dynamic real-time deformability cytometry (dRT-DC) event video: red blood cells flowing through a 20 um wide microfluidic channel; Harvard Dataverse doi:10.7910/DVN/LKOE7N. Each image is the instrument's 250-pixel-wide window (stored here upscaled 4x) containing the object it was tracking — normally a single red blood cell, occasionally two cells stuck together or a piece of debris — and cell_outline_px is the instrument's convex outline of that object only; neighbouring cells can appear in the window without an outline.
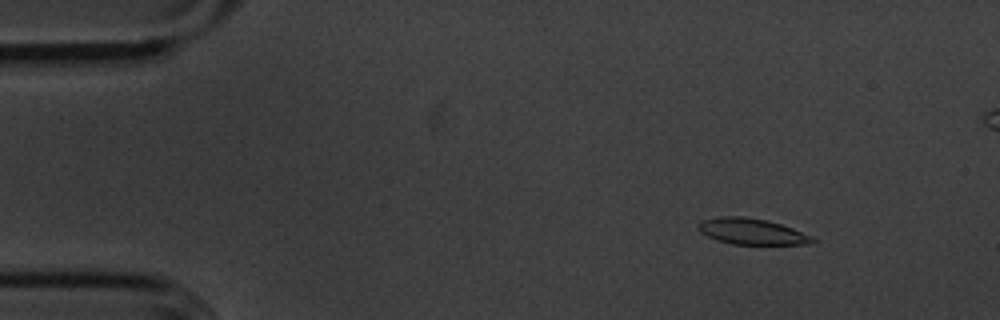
{"species": "common noctule bat (a hibernating species)", "species_latin": "Nyctalus noctula", "temperature_condition": "cold", "stored_images_in_passage": 56, "segment_of_instrument_passage": [1, 2], "camera_frame_rate_fps": 3000, "um_per_image_px": 0.085, "animal": {"sex": "male", "body_mass_g": 20.1, "forearm_length_mm": 53.5}, "frame": {"image": 1, "passage_image": 7, "time_ms": 2.0, "image_size_px": [1000, 320], "cell_outline_px": [[816, 240], [804, 244], [732, 244], [716, 240], [700, 232], [696, 228], [696, 224], [700, 220], [720, 216], [744, 216], [768, 220], [792, 228], [812, 236]], "centroid_in_image_um": [63.82, 19.66], "position_along_channel_um": 21.2, "area_um2": 17.4}}
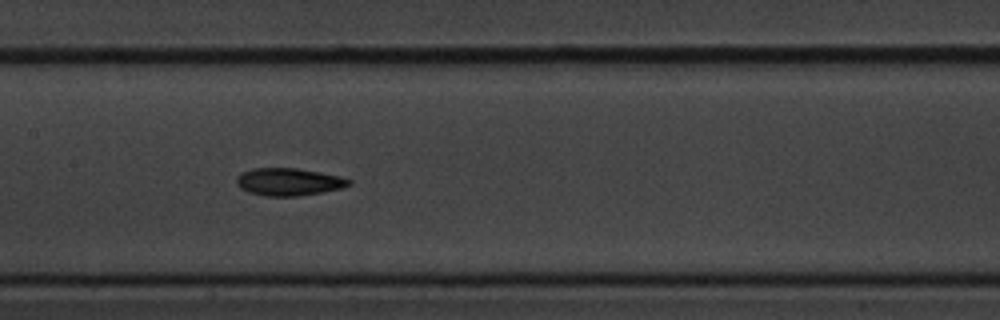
{"frame": {"image": 2, "passage_image": 27, "time_ms": 8.667, "image_size_px": [1000, 320], "cell_outline_px": [[352, 184], [340, 188], [320, 192], [296, 196], [264, 196], [248, 192], [240, 188], [236, 184], [236, 176], [240, 172], [252, 168], [296, 168], [320, 172], [340, 176], [352, 180]], "centroid_in_image_um": [24.49, 15.45], "position_along_channel_um": 182.9, "area_um2": 18.09}}
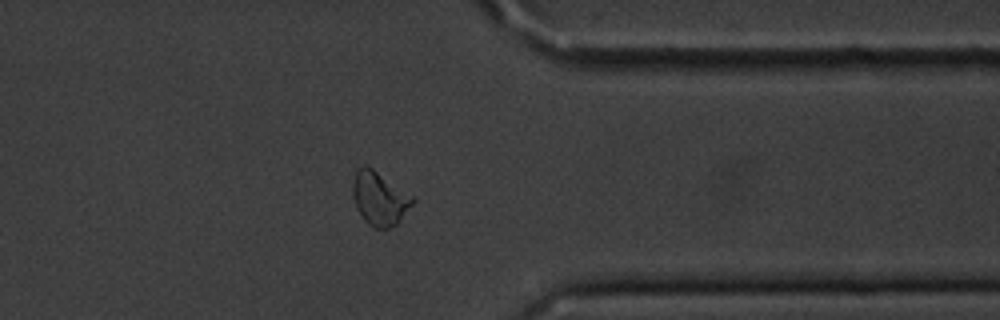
{"frame": {"image": 3, "passage_image": 44, "time_ms": 14.333, "image_size_px": [1000, 320], "cell_outline_px": [[416, 200], [396, 224], [388, 228], [372, 228], [364, 220], [356, 208], [352, 192], [352, 180], [356, 168], [364, 164], [372, 168], [416, 196]], "centroid_in_image_um": [32.26, 16.84], "position_along_channel_um": 379.1, "area_um2": 19.07}}